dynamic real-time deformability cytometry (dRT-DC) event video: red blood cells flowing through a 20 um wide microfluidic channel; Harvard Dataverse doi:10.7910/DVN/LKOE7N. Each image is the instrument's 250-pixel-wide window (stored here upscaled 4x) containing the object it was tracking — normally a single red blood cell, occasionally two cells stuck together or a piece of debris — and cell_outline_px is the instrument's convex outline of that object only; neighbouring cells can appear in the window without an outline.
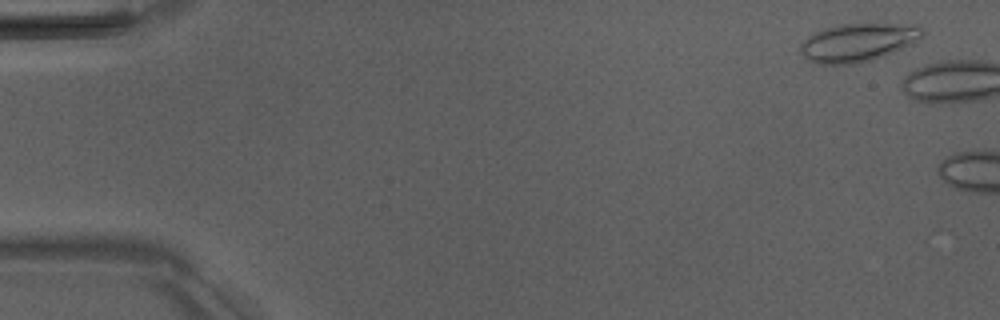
{"species": "Egyptian fruit bat (a non-hibernating species)", "species_latin": "Rousettus aegyptiacus", "temperature_condition": "room temperature", "stored_images_in_passage": 2, "camera_frame_rate_fps": 3000, "um_per_image_px": 0.085, "animal": {"sex": "male"}, "frame": {"image": 1, "passage_image": 1, "time_ms": 0.0, "image_size_px": [1000, 320], "cell_outline_px": [[924, 36], [920, 40], [884, 56], [872, 60], [856, 64], [816, 64], [808, 60], [800, 52], [800, 44], [812, 32], [824, 28], [840, 24], [872, 20], [916, 24], [924, 32]], "centroid_in_image_um": [72.97, 3.54], "position_along_channel_um": 12.0, "area_um2": 28.5}}